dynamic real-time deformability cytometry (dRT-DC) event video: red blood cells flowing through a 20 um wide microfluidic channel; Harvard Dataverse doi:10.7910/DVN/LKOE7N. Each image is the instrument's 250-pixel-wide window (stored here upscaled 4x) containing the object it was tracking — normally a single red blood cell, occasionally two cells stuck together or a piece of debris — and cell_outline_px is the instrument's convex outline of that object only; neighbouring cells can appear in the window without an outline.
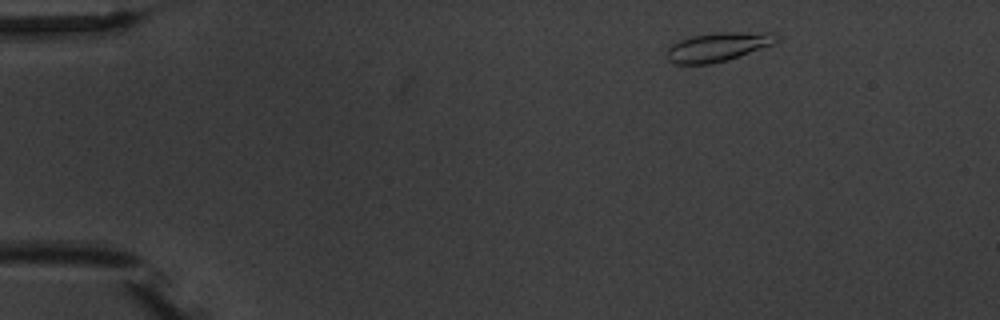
{"species": "common noctule bat (a hibernating species)", "species_latin": "Nyctalus noctula", "temperature_condition": "warm", "stored_images_in_passage": 4, "camera_frame_rate_fps": 3000, "um_per_image_px": 0.085, "animal": {"sex": "male", "body_mass_g": 20.1, "forearm_length_mm": 53.5}, "frame": {"image": 1, "passage_image": 1, "time_ms": 0.0, "image_size_px": [1000, 320], "cell_outline_px": [[780, 36], [772, 44], [728, 60], [708, 64], [676, 64], [668, 60], [664, 52], [672, 44], [680, 40], [692, 36], [720, 32], [768, 32]], "centroid_in_image_um": [60.97, 3.99], "position_along_channel_um": 24.0, "area_um2": 18.38}}